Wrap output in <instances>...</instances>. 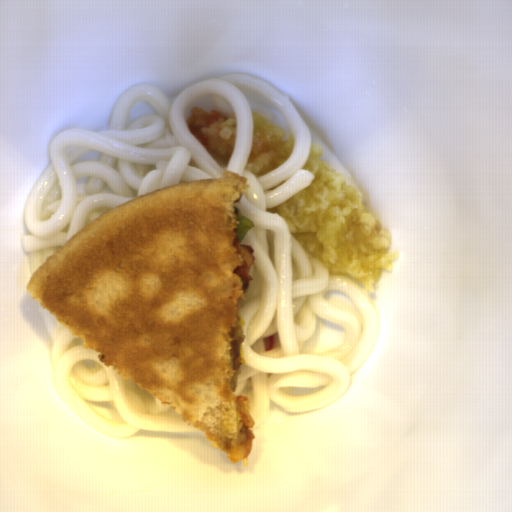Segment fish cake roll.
<instances>
[{
	"label": "fish cake roll",
	"instance_id": "fish-cake-roll-1",
	"mask_svg": "<svg viewBox=\"0 0 512 512\" xmlns=\"http://www.w3.org/2000/svg\"><path fill=\"white\" fill-rule=\"evenodd\" d=\"M263 346L267 351L275 350L280 348L277 333L271 336L263 337Z\"/></svg>",
	"mask_w": 512,
	"mask_h": 512
}]
</instances>
